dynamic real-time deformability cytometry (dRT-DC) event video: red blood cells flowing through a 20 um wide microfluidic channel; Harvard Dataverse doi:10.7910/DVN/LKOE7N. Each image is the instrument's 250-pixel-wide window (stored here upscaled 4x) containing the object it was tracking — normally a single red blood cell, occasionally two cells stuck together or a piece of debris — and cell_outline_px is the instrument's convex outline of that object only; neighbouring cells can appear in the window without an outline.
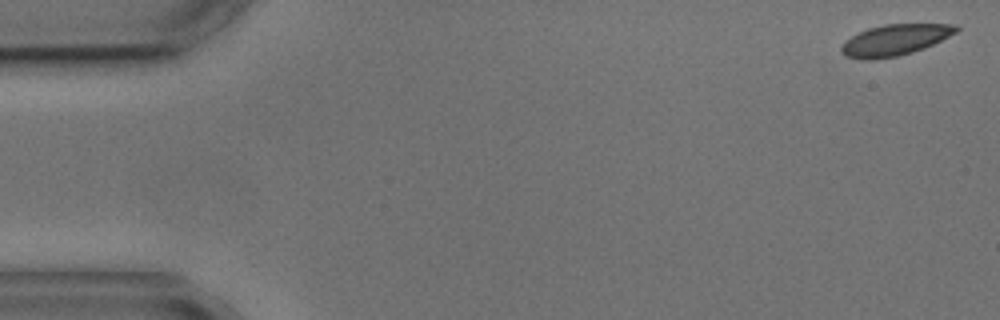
{"species": "common noctule bat (a hibernating species)", "species_latin": "Nyctalus noctula", "temperature_condition": "cold", "stored_images_in_passage": 5, "camera_frame_rate_fps": 3000, "um_per_image_px": 0.085, "animal": {"sex": "male", "body_mass_g": 17.9, "forearm_length_mm": 54.2}, "frame": {"image": 1, "passage_image": 1, "time_ms": 0.0, "image_size_px": [1000, 320], "cell_outline_px": [[960, 28], [956, 32], [924, 48], [912, 52], [896, 56], [872, 60], [864, 60], [848, 56], [840, 52], [840, 48], [844, 40], [868, 28], [884, 24], [956, 24]], "centroid_in_image_um": [76.03, 3.39], "position_along_channel_um": 9.0, "area_um2": 20.63}}